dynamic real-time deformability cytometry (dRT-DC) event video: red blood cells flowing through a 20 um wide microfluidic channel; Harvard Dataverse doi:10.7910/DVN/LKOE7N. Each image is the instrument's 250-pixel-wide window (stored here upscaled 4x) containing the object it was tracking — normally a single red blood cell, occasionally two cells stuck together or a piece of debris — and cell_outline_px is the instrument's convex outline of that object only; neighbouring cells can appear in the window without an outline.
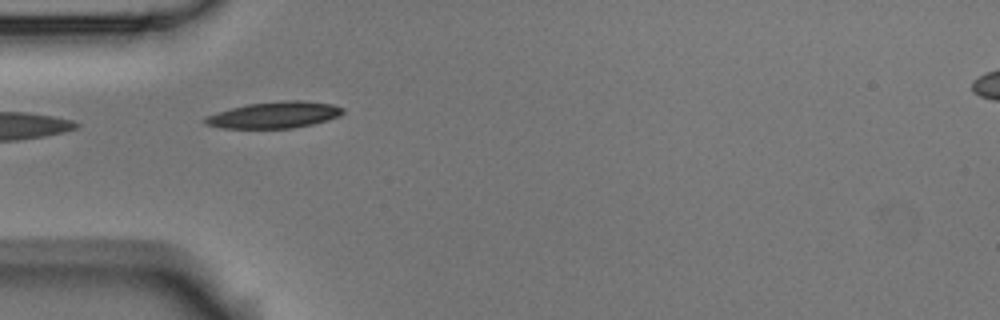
{"species": "Egyptian fruit bat (a non-hibernating species)", "species_latin": "Rousettus aegyptiacus", "temperature_condition": "room temperature", "stored_images_in_passage": 4, "camera_frame_rate_fps": 3000, "um_per_image_px": 0.085, "animal": {"sex": "male"}, "frame": {"image": 1, "passage_image": 3, "time_ms": 5.333, "image_size_px": [1000, 320], "cell_outline_px": [[344, 112], [340, 116], [328, 120], [312, 124], [292, 128], [220, 128], [204, 124], [204, 116], [216, 112], [248, 104], [284, 100], [300, 100], [332, 104], [344, 108]], "centroid_in_image_um": [23.31, 9.77], "position_along_channel_um": 61.7, "area_um2": 21.27}}
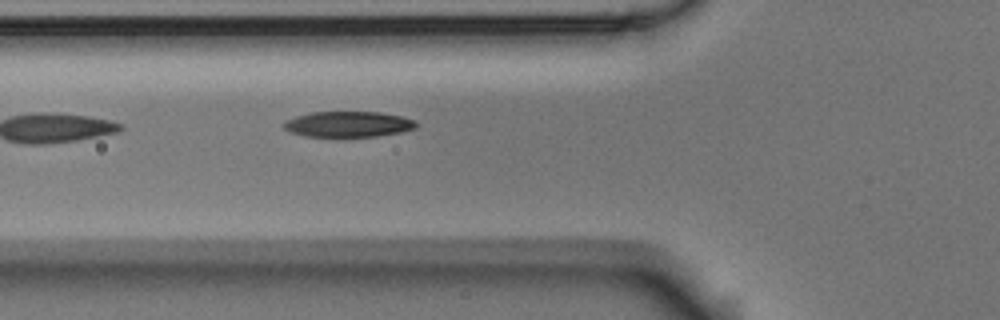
{"frame": {"image": 2, "passage_image": 4, "time_ms": 6.333, "image_size_px": [1000, 320], "cell_outline_px": [[416, 128], [400, 132], [376, 136], [344, 140], [336, 140], [304, 136], [292, 132], [284, 128], [284, 124], [288, 120], [296, 116], [312, 112], [380, 112], [400, 116], [416, 120]], "centroid_in_image_um": [29.59, 10.61], "position_along_channel_um": 96.2, "area_um2": 20.63}}